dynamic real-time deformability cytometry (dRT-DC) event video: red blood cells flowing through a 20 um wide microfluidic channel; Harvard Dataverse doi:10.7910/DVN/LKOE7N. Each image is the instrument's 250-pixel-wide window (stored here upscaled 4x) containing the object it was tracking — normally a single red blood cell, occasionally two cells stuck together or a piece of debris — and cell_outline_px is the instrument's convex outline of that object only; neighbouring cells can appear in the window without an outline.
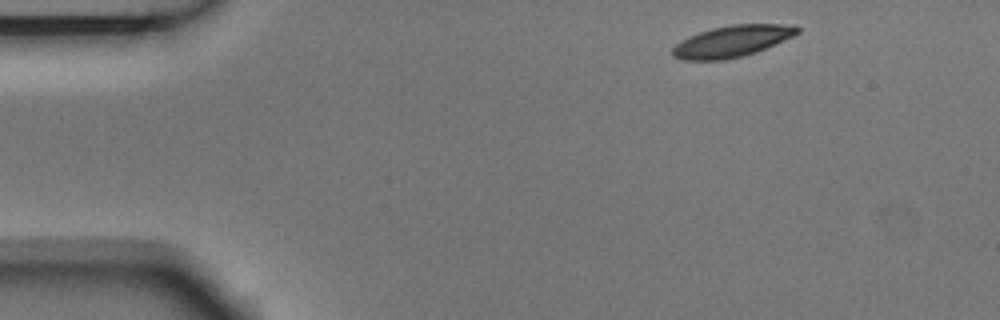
{"species": "Egyptian fruit bat (a non-hibernating species)", "species_latin": "Rousettus aegyptiacus", "temperature_condition": "room temperature", "stored_images_in_passage": 9, "camera_frame_rate_fps": 3000, "um_per_image_px": 0.085, "animal": {"sex": "male"}, "frame": {"image": 1, "passage_image": 1, "time_ms": 0.0, "image_size_px": [1000, 320], "cell_outline_px": [[800, 32], [792, 36], [756, 52], [724, 60], [680, 60], [672, 56], [672, 48], [680, 40], [688, 36], [712, 28], [732, 24], [796, 24], [800, 28]], "centroid_in_image_um": [62.2, 3.5], "position_along_channel_um": 22.8, "area_um2": 22.89}}
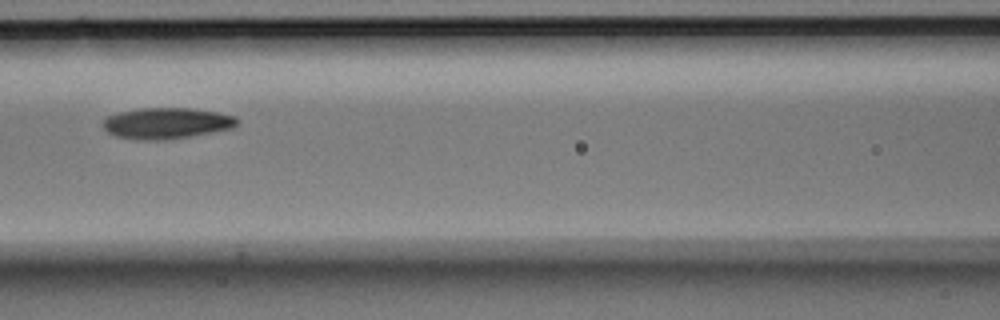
{"frame": {"image": 2, "passage_image": 6, "time_ms": 1.667, "image_size_px": [1000, 320], "cell_outline_px": [[240, 124], [236, 128], [164, 140], [140, 140], [116, 136], [108, 132], [100, 124], [108, 116], [120, 112], [140, 108], [188, 108], [216, 112], [236, 116], [240, 120]], "centroid_in_image_um": [14.2, 10.47], "position_along_channel_um": 152.4, "area_um2": 24.39}}
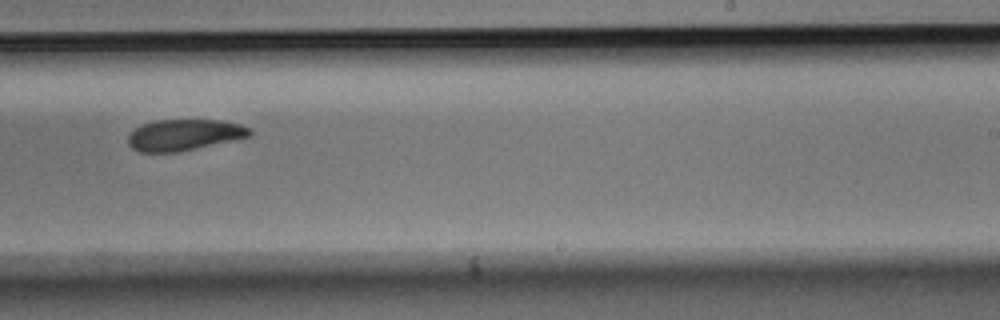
{"frame": {"image": 3, "passage_image": 9, "time_ms": 2.667, "image_size_px": [1000, 320], "cell_outline_px": [[252, 136], [180, 152], [140, 152], [132, 148], [128, 144], [128, 136], [140, 124], [156, 120], [220, 120], [240, 124], [252, 128]], "centroid_in_image_um": [15.68, 11.46], "position_along_channel_um": 273.3, "area_um2": 22.31}}